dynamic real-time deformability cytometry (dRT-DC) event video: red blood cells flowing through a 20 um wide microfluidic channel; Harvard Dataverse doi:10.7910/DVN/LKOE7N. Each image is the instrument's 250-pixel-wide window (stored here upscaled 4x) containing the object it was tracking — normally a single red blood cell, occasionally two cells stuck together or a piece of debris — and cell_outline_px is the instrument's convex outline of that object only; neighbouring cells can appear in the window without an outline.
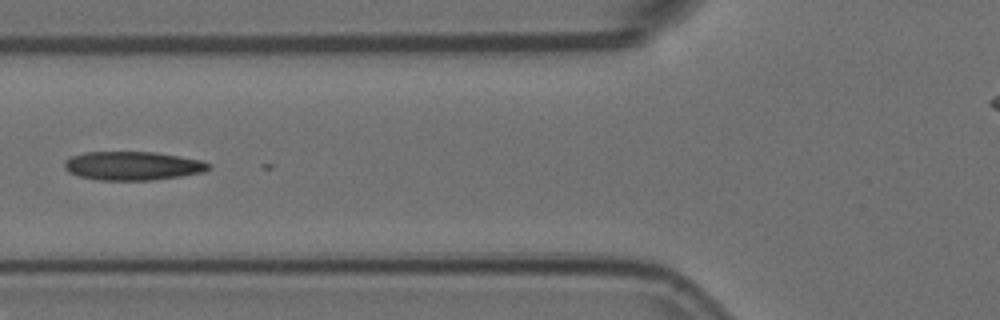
{"species": "Egyptian fruit bat (a non-hibernating species)", "species_latin": "Rousettus aegyptiacus", "temperature_condition": "room temperature", "stored_images_in_passage": 6, "camera_frame_rate_fps": 3000, "um_per_image_px": 0.085, "animal": {"sex": "female"}, "frame": {"image": 1, "passage_image": 4, "time_ms": 1.0, "image_size_px": [1000, 320], "cell_outline_px": [[212, 168], [204, 172], [180, 176], [152, 180], [96, 180], [80, 176], [68, 172], [64, 168], [64, 160], [72, 156], [84, 152], [156, 152], [180, 156], [200, 160], [212, 164]], "centroid_in_image_um": [11.29, 14.09], "position_along_channel_um": 114.5, "area_um2": 24.28}}